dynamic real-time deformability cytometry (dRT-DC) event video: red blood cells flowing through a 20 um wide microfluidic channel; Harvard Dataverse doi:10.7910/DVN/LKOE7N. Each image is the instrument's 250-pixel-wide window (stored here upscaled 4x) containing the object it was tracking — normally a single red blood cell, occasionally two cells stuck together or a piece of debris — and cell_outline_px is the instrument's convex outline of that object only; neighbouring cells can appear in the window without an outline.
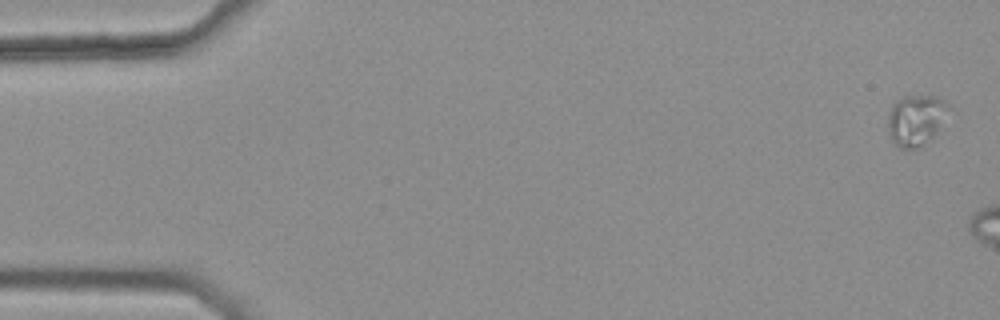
{"species": "common noctule bat (a hibernating species)", "species_latin": "Nyctalus noctula", "temperature_condition": "warm", "stored_images_in_passage": 3, "camera_frame_rate_fps": 3000, "um_per_image_px": 0.085, "animal": {"sex": "female", "body_mass_g": 25.1}, "frame": {"image": 1, "passage_image": 1, "time_ms": 0.0, "image_size_px": [1000, 320], "cell_outline_px": [[948, 108], [932, 136], [916, 148], [900, 148], [892, 140], [888, 128], [888, 116], [892, 104], [900, 96], [936, 96], [944, 100], [948, 104]], "centroid_in_image_um": [77.78, 10.15], "position_along_channel_um": 7.2, "area_um2": 17.28}}